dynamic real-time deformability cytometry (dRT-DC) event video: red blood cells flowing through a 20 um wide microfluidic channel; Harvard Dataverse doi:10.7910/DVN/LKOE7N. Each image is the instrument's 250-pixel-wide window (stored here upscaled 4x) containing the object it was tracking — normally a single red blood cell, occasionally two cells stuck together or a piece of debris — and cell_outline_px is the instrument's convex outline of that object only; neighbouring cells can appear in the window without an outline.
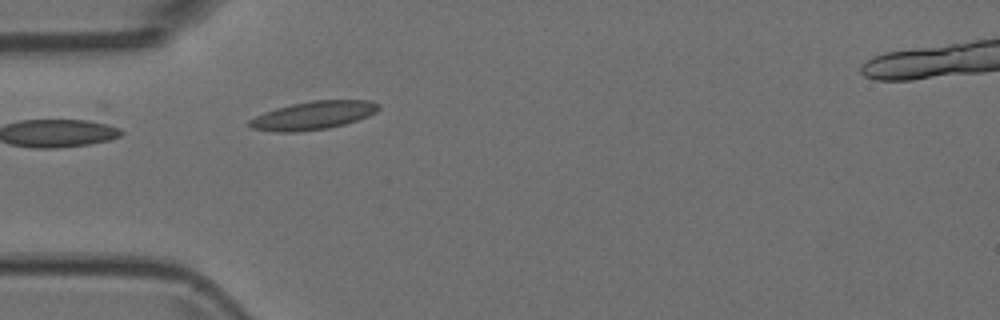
{"species": "Egyptian fruit bat (a non-hibernating species)", "species_latin": "Rousettus aegyptiacus", "temperature_condition": "room temperature", "stored_images_in_passage": 4, "camera_frame_rate_fps": 3000, "um_per_image_px": 0.085, "animal": {"sex": "female"}, "frame": {"image": 1, "passage_image": 4, "time_ms": 1.0, "image_size_px": [1000, 320], "cell_outline_px": [[380, 108], [376, 112], [368, 116], [344, 124], [328, 128], [296, 132], [276, 132], [252, 128], [248, 124], [248, 120], [264, 112], [276, 108], [292, 104], [312, 100], [372, 100], [380, 104]], "centroid_in_image_um": [26.64, 9.8], "position_along_channel_um": 58.4, "area_um2": 21.27}}